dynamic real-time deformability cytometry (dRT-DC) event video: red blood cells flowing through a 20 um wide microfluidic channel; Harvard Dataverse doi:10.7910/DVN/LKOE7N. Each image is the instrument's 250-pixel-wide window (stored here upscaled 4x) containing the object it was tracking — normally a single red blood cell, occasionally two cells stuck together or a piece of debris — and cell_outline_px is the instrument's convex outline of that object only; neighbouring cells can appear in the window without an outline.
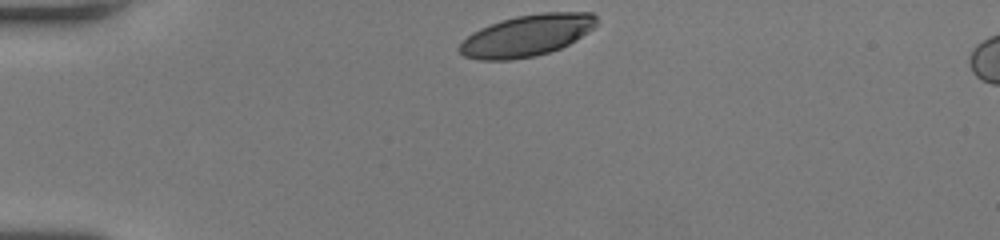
{"species": "human", "species_latin": "Homo sapiens", "temperature_condition": "room temperature", "stored_images_in_passage": 32, "camera_frame_rate_fps": 3000, "um_per_image_px": 0.085, "donor": {"sex": "female"}, "frame": {"image": 1, "passage_image": 1, "time_ms": 0.0, "image_size_px": [1000, 240], "cell_outline_px": [[596, 24], [588, 32], [576, 40], [560, 48], [536, 56], [512, 60], [476, 60], [464, 56], [456, 48], [472, 32], [480, 28], [516, 16], [544, 12], [592, 12], [596, 16]], "centroid_in_image_um": [44.77, 3.03], "position_along_channel_um": 40.2, "area_um2": 33.06}}
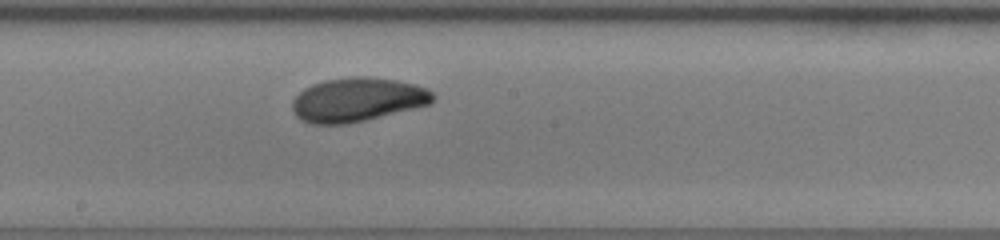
{"frame": {"image": 2, "passage_image": 18, "time_ms": 5.667, "image_size_px": [1000, 240], "cell_outline_px": [[432, 100], [428, 104], [348, 124], [312, 124], [300, 120], [296, 116], [292, 108], [292, 100], [304, 88], [312, 84], [324, 80], [356, 76], [364, 76], [396, 80], [428, 88], [432, 92]], "centroid_in_image_um": [30.31, 8.47], "position_along_channel_um": 217.9, "area_um2": 35.6}}
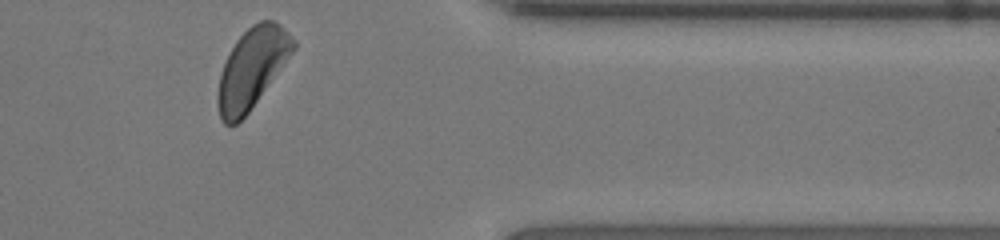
{"frame": {"image": 3, "passage_image": 32, "time_ms": 10.333, "image_size_px": [1000, 240], "cell_outline_px": [[296, 48], [248, 112], [236, 124], [224, 124], [220, 116], [216, 100], [216, 96], [220, 72], [236, 40], [252, 24], [260, 20], [272, 20], [284, 28], [296, 40]], "centroid_in_image_um": [21.41, 5.78], "position_along_channel_um": 390.0, "area_um2": 34.68}, "authors_computed_cell_mechanics": {"area_um2": 35.0846, "velocity_mm_per_s": 3.9872, "shape_relaxation_time_tau1_ms": 3.8613, "shape_relaxation_time_tau2_ms": 6.3404, "deformation_change_tau1": 0.1506, "deformation_change_tau2": 0.1183}}